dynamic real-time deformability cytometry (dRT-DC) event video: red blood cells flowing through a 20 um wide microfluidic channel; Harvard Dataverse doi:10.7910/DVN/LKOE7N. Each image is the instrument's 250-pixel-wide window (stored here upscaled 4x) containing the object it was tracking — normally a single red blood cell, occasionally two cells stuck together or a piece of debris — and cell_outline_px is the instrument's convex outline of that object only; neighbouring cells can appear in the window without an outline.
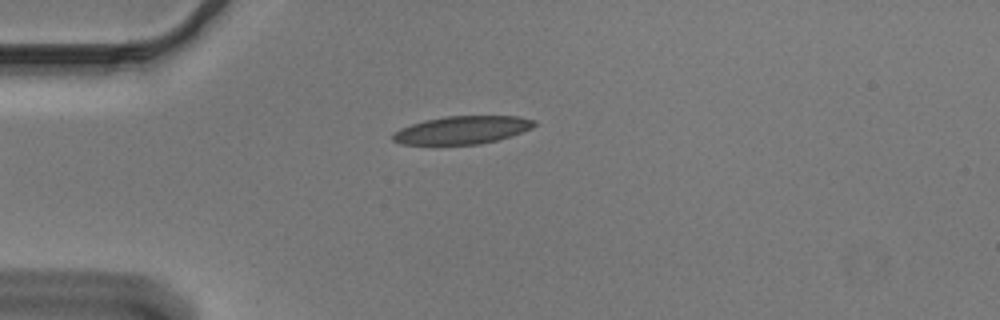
{"species": "Egyptian fruit bat (a non-hibernating species)", "species_latin": "Rousettus aegyptiacus", "temperature_condition": "cold", "stored_images_in_passage": 41, "camera_frame_rate_fps": 3000, "um_per_image_px": 0.085, "animal": {"sex": "male"}, "frame": {"image": 1, "passage_image": 1, "time_ms": 0.0, "image_size_px": [1000, 320], "cell_outline_px": [[536, 124], [532, 128], [496, 140], [480, 144], [404, 144], [392, 140], [392, 132], [400, 128], [424, 120], [444, 116], [520, 116], [536, 120]], "centroid_in_image_um": [39.27, 11.04], "position_along_channel_um": 45.7, "area_um2": 22.89}}
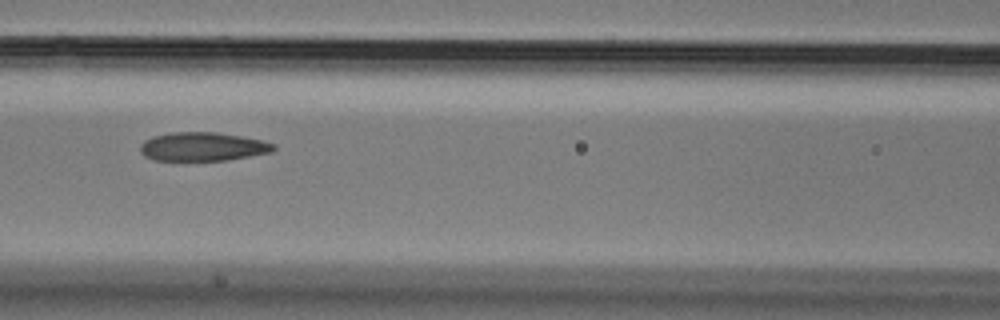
{"frame": {"image": 2, "passage_image": 11, "time_ms": 3.333, "image_size_px": [1000, 320], "cell_outline_px": [[276, 148], [272, 152], [228, 160], [152, 160], [144, 156], [140, 152], [140, 144], [144, 140], [152, 136], [172, 132], [216, 132], [240, 136], [260, 140], [276, 144]], "centroid_in_image_um": [17.21, 12.46], "position_along_channel_um": 149.4, "area_um2": 22.37}}
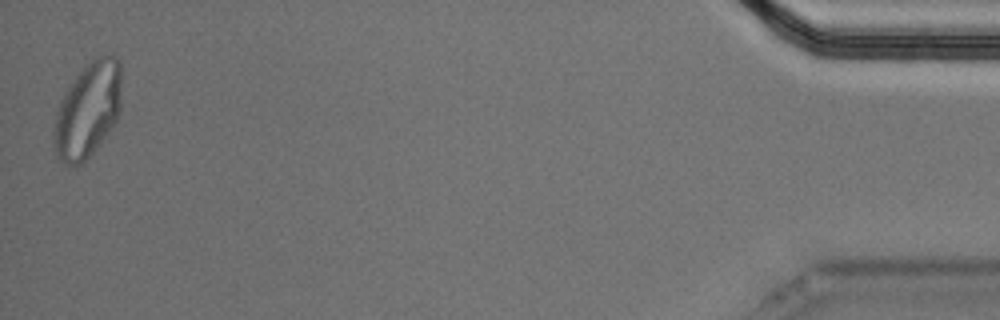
{"frame": {"image": 3, "passage_image": 41, "time_ms": 13.333, "image_size_px": [1000, 320], "cell_outline_px": [[120, 112], [116, 120], [108, 132], [92, 152], [80, 164], [64, 164], [56, 156], [52, 140], [56, 112], [60, 100], [84, 64], [96, 56], [108, 52], [116, 56], [120, 60]], "centroid_in_image_um": [7.45, 9.29], "position_along_channel_um": 427.7, "area_um2": 37.63}, "authors_computed_cell_mechanics": {"area_um2": 23.7558, "velocity_mm_per_s": 3.6605, "shape_relaxation_time_tau1_ms": null, "shape_relaxation_time_tau2_ms": 1.9542, "deformation_change_tau1": null, "deformation_change_tau2": 0.0799}}